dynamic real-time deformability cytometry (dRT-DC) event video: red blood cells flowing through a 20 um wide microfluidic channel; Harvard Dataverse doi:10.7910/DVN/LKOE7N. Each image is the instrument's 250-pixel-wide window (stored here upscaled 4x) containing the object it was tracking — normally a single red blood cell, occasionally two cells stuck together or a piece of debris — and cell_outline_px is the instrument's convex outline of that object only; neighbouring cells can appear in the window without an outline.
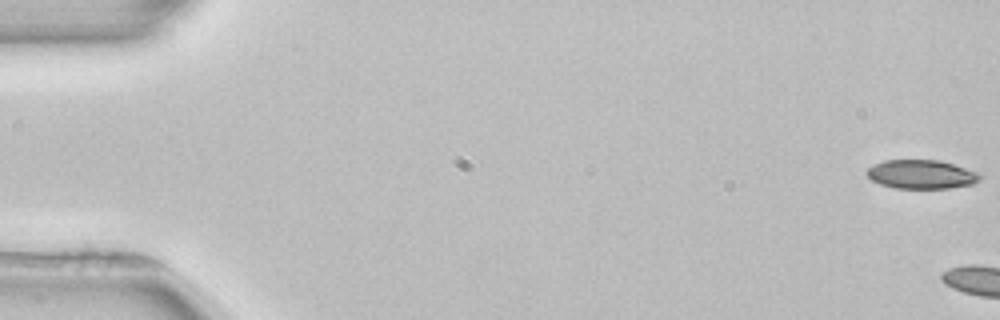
{"species": "common noctule bat (a hibernating species)", "species_latin": "Nyctalus noctula", "temperature_condition": "room temperature", "stored_images_in_passage": 5, "camera_frame_rate_fps": 3000, "um_per_image_px": 0.085, "animal": {"sex": "female", "body_mass_g": 22.7, "forearm_length_mm": 54.2}, "frame": {"image": 1, "passage_image": 1, "time_ms": 0.0, "image_size_px": [1000, 320], "cell_outline_px": [[984, 176], [972, 184], [948, 188], [896, 188], [880, 184], [872, 180], [864, 172], [872, 164], [884, 160], [940, 160], [980, 172]], "centroid_in_image_um": [78.32, 14.81], "position_along_channel_um": 6.7, "area_um2": 19.19}}